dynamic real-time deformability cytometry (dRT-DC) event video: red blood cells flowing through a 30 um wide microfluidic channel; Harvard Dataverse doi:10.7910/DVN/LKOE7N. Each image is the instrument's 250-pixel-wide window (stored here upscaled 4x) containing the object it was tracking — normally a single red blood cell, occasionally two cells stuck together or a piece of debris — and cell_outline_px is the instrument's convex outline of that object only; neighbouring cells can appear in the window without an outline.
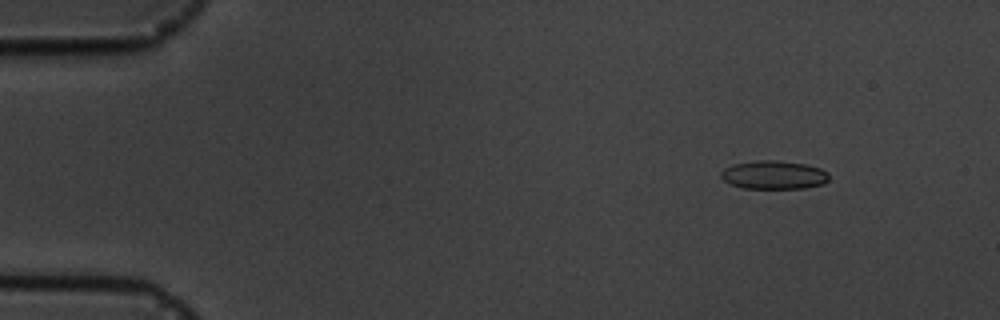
{"species": "common noctule bat (a hibernating species)", "species_latin": "Nyctalus noctula", "temperature_condition": "cold", "stored_images_in_passage": 4, "camera_frame_rate_fps": 3000, "um_per_image_px": 0.085, "animal": {"sex": "male", "body_mass_g": 19.5, "forearm_length_mm": 54.6}, "frame": {"image": 1, "passage_image": 2, "time_ms": 1.0, "image_size_px": [1000, 320], "cell_outline_px": [[828, 180], [824, 184], [804, 188], [744, 188], [732, 184], [724, 180], [720, 176], [720, 172], [724, 168], [732, 164], [756, 160], [772, 160], [804, 164], [820, 168], [828, 172]], "centroid_in_image_um": [65.76, 14.86], "position_along_channel_um": 19.2, "area_um2": 17.86}}
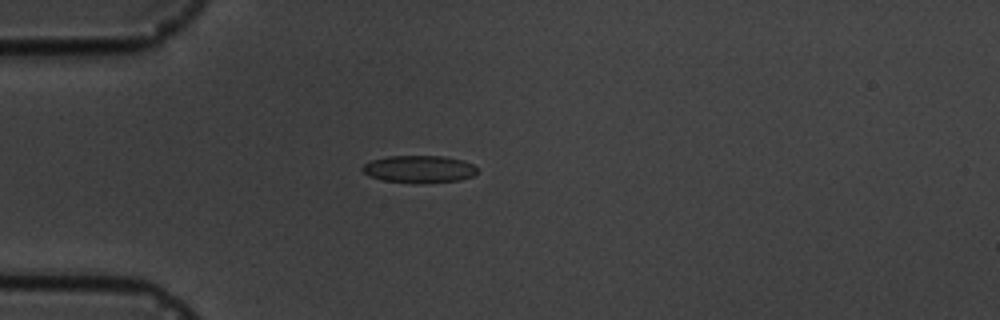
{"frame": {"image": 2, "passage_image": 4, "time_ms": 4.0, "image_size_px": [1000, 320], "cell_outline_px": [[476, 176], [460, 180], [384, 180], [368, 176], [360, 168], [364, 164], [372, 160], [388, 156], [444, 156], [460, 160], [472, 164], [476, 168]], "centroid_in_image_um": [35.61, 14.32], "position_along_channel_um": 49.4, "area_um2": 17.28}}